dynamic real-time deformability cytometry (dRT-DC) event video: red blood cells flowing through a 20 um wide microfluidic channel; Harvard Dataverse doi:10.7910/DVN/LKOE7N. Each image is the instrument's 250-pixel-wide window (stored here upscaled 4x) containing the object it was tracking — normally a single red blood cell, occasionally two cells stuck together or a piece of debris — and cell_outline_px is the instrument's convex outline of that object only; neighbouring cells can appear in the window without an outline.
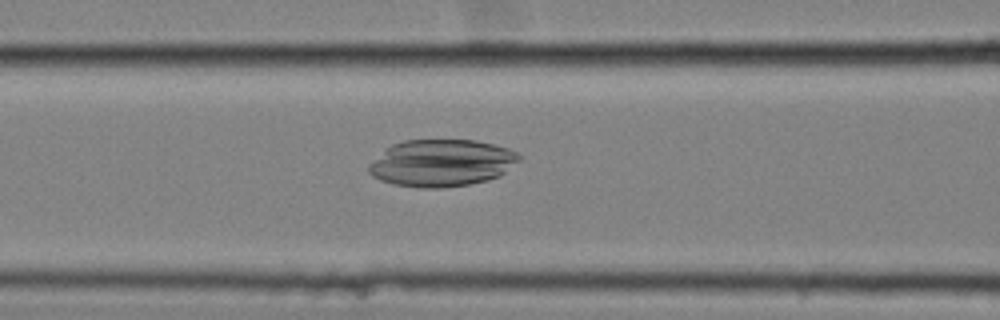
{"species": "common noctule bat (a hibernating species)", "species_latin": "Nyctalus noctula", "temperature_condition": "cold", "stored_images_in_passage": 59, "camera_frame_rate_fps": 3000, "um_per_image_px": 0.085, "animal": {"sex": "female", "body_mass_g": 25.1}, "frame": {"image": 1, "passage_image": 26, "time_ms": 8.333, "image_size_px": [1000, 320], "cell_outline_px": [[524, 156], [520, 160], [500, 176], [488, 180], [468, 184], [440, 188], [420, 188], [392, 184], [380, 180], [372, 176], [368, 172], [368, 164], [392, 144], [404, 140], [476, 140], [508, 148]], "centroid_in_image_um": [37.54, 13.85], "position_along_channel_um": 129.1, "area_um2": 41.38}}
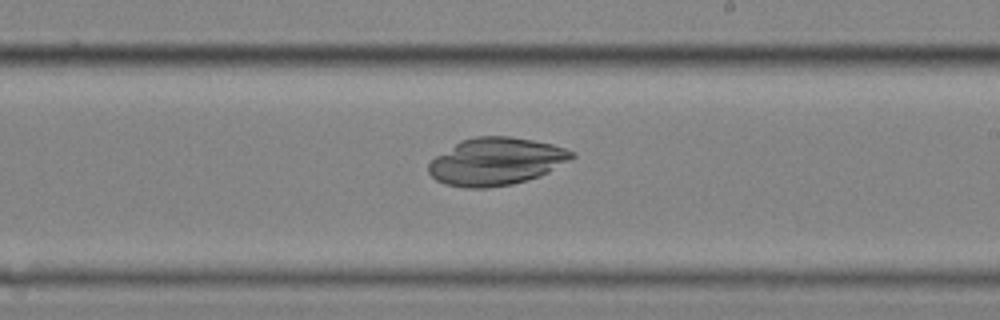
{"frame": {"image": 2, "passage_image": 36, "time_ms": 11.667, "image_size_px": [1000, 320], "cell_outline_px": [[576, 156], [548, 172], [540, 176], [528, 180], [512, 184], [488, 188], [464, 188], [444, 184], [436, 180], [428, 172], [428, 164], [436, 156], [460, 140], [476, 136], [508, 136], [532, 140], [552, 144], [576, 152]], "centroid_in_image_um": [42.15, 13.73], "position_along_channel_um": 246.8, "area_um2": 39.71}}
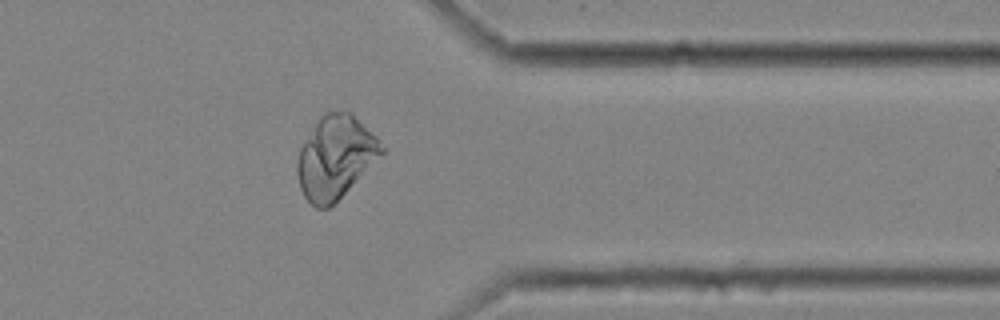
{"frame": {"image": 3, "passage_image": 48, "time_ms": 15.667, "image_size_px": [1000, 320], "cell_outline_px": [[388, 148], [328, 208], [316, 208], [304, 196], [300, 188], [296, 172], [296, 160], [300, 148], [320, 116], [324, 112], [352, 112]], "centroid_in_image_um": [28.5, 13.34], "position_along_channel_um": 382.9, "area_um2": 40.17}}